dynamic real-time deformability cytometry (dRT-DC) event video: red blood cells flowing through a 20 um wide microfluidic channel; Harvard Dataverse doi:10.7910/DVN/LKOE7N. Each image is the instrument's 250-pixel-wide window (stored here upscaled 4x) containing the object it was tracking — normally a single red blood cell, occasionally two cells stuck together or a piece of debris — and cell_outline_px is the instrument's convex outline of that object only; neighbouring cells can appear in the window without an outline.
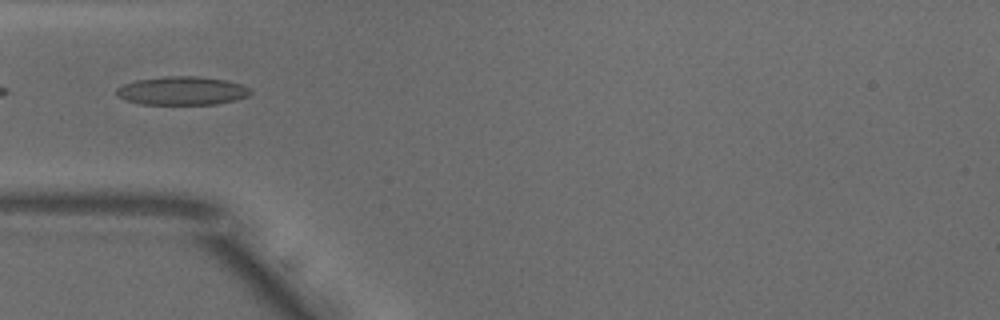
{"species": "common noctule bat (a hibernating species)", "species_latin": "Nyctalus noctula", "temperature_condition": "warm", "stored_images_in_passage": 45, "camera_frame_rate_fps": 3000, "um_per_image_px": 0.085, "animal": {"sex": "male", "body_mass_g": 18.8}, "frame": {"image": 1, "passage_image": 9, "time_ms": 2.667, "image_size_px": [1000, 320], "cell_outline_px": [[252, 92], [248, 96], [236, 100], [216, 104], [140, 104], [116, 96], [116, 88], [124, 84], [136, 80], [164, 76], [192, 76], [224, 80], [240, 84], [248, 88]], "centroid_in_image_um": [15.45, 7.72], "position_along_channel_um": 69.5, "area_um2": 22.08}}
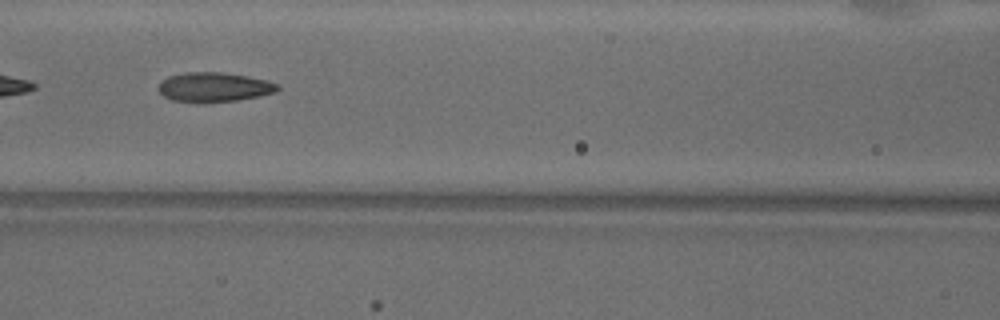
{"frame": {"image": 2, "passage_image": 15, "time_ms": 4.667, "image_size_px": [1000, 320], "cell_outline_px": [[280, 88], [276, 92], [260, 96], [236, 100], [196, 104], [172, 100], [164, 96], [160, 92], [160, 80], [168, 76], [184, 72], [224, 72], [268, 80], [276, 84]], "centroid_in_image_um": [18.17, 7.41], "position_along_channel_um": 148.4, "area_um2": 20.75}}
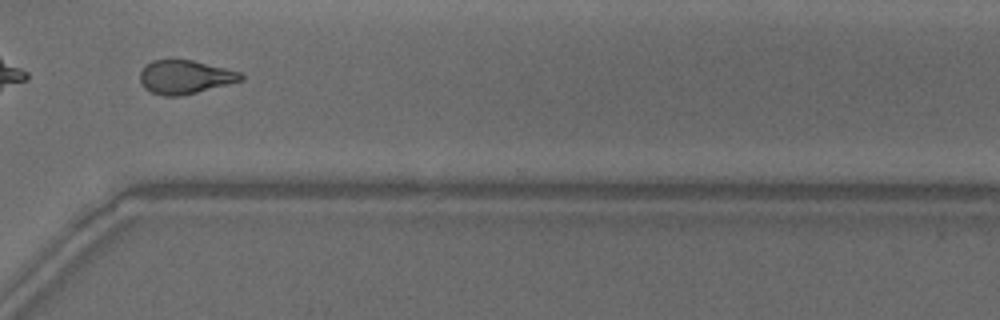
{"frame": {"image": 3, "passage_image": 31, "time_ms": 10.0, "image_size_px": [1000, 320], "cell_outline_px": [[244, 80], [180, 96], [164, 96], [152, 92], [144, 88], [140, 80], [140, 72], [152, 60], [192, 60], [240, 72], [244, 76]], "centroid_in_image_um": [15.73, 6.55], "position_along_channel_um": 354.9, "area_um2": 19.48}, "authors_computed_cell_mechanics": {"area_um2": 19.7676, "velocity_mm_per_s": 3.8752, "shape_relaxation_time_tau1_ms": 10.8683, "shape_relaxation_time_tau2_ms": 2.5127, "deformation_change_tau1": 0.2513, "deformation_change_tau2": 0.0919}}